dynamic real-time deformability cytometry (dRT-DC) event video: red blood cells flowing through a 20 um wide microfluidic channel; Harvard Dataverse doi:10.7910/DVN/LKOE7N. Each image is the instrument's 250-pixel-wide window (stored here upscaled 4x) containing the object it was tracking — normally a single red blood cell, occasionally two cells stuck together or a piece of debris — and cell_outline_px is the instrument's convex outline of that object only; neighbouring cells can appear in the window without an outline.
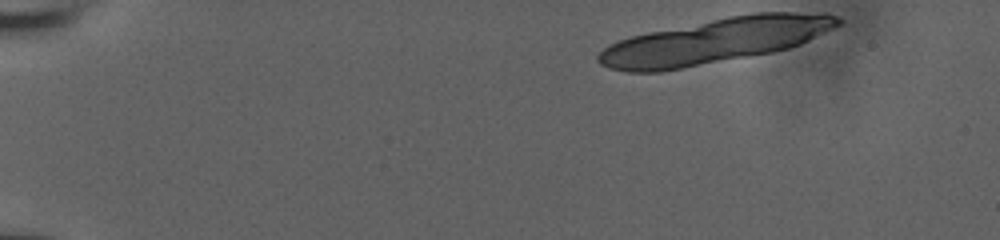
{"species": "human", "species_latin": "Homo sapiens", "temperature_condition": "room temperature", "stored_images_in_passage": 17, "segment_of_instrument_passage": [1, 2], "camera_frame_rate_fps": 3000, "um_per_image_px": 0.085, "donor": {"sex": "male"}, "frame": {"image": 1, "passage_image": 1, "time_ms": 0.0, "image_size_px": [1000, 240], "cell_outline_px": [[844, 20], [840, 24], [800, 44], [788, 48], [772, 52], [660, 72], [628, 72], [608, 68], [600, 64], [596, 60], [596, 56], [608, 44], [632, 36], [648, 32], [728, 16], [752, 12], [796, 12], [836, 16]], "centroid_in_image_um": [60.7, 3.48], "position_along_channel_um": 24.3, "area_um2": 62.37}}